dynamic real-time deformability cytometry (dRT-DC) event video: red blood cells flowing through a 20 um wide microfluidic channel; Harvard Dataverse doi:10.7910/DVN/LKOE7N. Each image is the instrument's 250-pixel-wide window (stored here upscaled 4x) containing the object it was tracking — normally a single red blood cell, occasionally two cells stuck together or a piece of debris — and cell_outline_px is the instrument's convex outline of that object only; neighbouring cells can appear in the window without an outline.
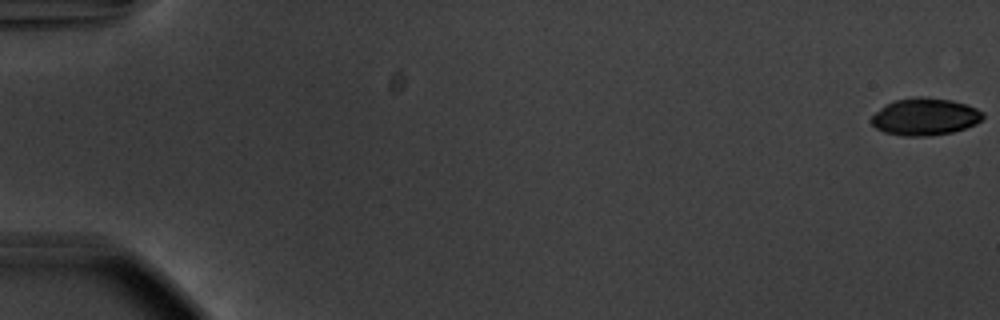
{"species": "common noctule bat (a hibernating species)", "species_latin": "Nyctalus noctula", "temperature_condition": "warm", "stored_images_in_passage": 24, "camera_frame_rate_fps": 3000, "um_per_image_px": 0.085, "animal": {"sex": "male", "body_mass_g": 20.1, "forearm_length_mm": 53.5}, "frame": {"image": 1, "passage_image": 1, "time_ms": 0.0, "image_size_px": [1000, 320], "cell_outline_px": [[984, 116], [976, 124], [952, 132], [928, 136], [900, 136], [884, 132], [876, 128], [872, 124], [872, 116], [884, 104], [896, 100], [916, 96], [920, 96], [952, 100], [976, 108], [984, 112]], "centroid_in_image_um": [78.61, 9.92], "position_along_channel_um": 6.4, "area_um2": 24.16}}
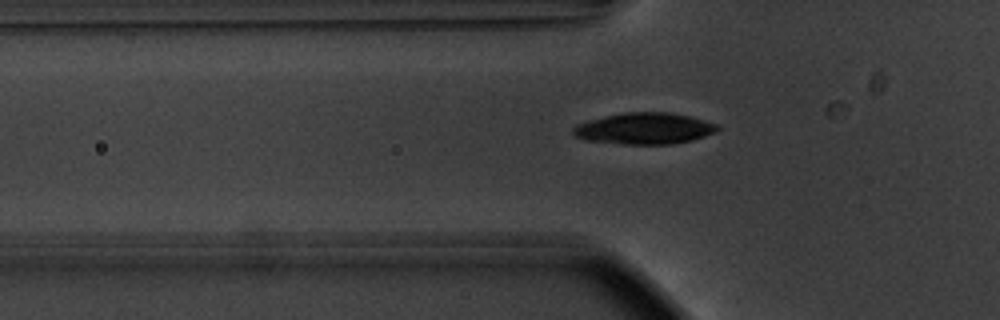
{"frame": {"image": 2, "passage_image": 20, "time_ms": 6.333, "image_size_px": [1000, 320], "cell_outline_px": [[720, 128], [716, 132], [692, 140], [672, 144], [624, 144], [584, 140], [572, 136], [572, 128], [576, 124], [588, 120], [624, 112], [668, 112], [688, 116], [704, 120], [716, 124]], "centroid_in_image_um": [54.73, 10.93], "position_along_channel_um": 71.1, "area_um2": 26.47}}
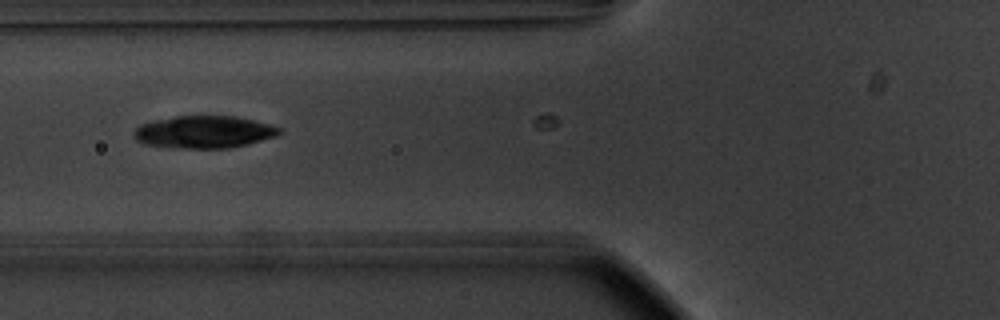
{"frame": {"image": 3, "passage_image": 23, "time_ms": 7.333, "image_size_px": [1000, 320], "cell_outline_px": [[284, 132], [276, 136], [248, 144], [228, 148], [184, 148], [144, 144], [136, 140], [132, 136], [132, 132], [140, 124], [152, 120], [176, 116], [236, 116], [268, 124], [280, 128]], "centroid_in_image_um": [17.31, 11.21], "position_along_channel_um": 108.5, "area_um2": 27.46}}